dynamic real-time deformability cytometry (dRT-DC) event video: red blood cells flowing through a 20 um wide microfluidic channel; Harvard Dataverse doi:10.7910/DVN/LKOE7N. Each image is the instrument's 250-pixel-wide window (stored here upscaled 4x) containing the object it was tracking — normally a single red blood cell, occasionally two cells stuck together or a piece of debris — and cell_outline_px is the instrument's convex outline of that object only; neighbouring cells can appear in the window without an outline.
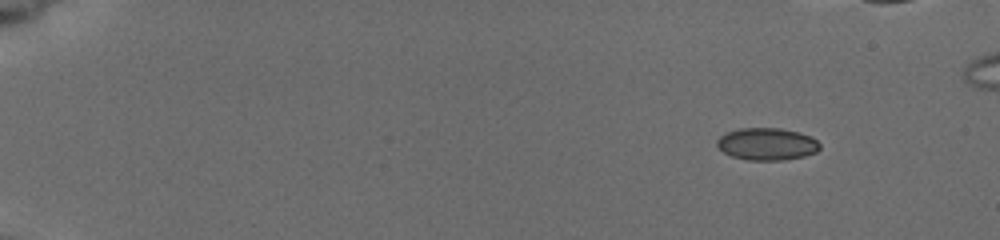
{"species": "common noctule bat (a hibernating species)", "species_latin": "Nyctalus noctula", "temperature_condition": "cold", "stored_images_in_passage": 9, "segment_of_instrument_passage": [1, 2], "camera_frame_rate_fps": 3000, "um_per_image_px": 0.085, "animal": {"sex": "female", "body_mass_g": 19.5, "forearm_length_mm": 54.1}, "frame": {"image": 1, "passage_image": 1, "time_ms": 0.0, "image_size_px": [1000, 240], "cell_outline_px": [[820, 148], [816, 152], [804, 156], [784, 160], [748, 160], [732, 156], [724, 152], [716, 144], [716, 140], [720, 136], [728, 132], [740, 128], [780, 128], [796, 132], [808, 136], [816, 140], [820, 144]], "centroid_in_image_um": [65.18, 12.25], "position_along_channel_um": 19.8, "area_um2": 19.13}}
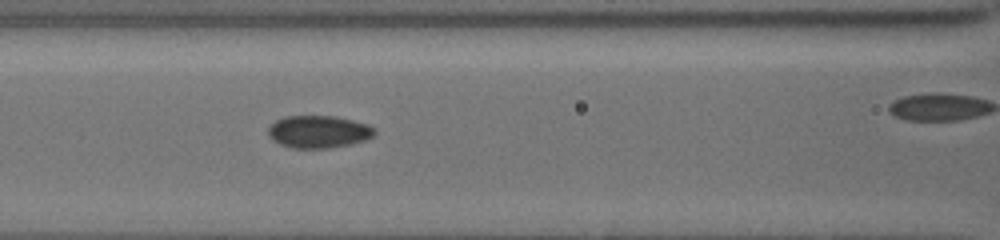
{"frame": {"image": 2, "passage_image": 8, "time_ms": 6.667, "image_size_px": [1000, 240], "cell_outline_px": [[376, 132], [372, 136], [364, 140], [352, 144], [332, 148], [292, 148], [280, 144], [272, 140], [268, 136], [268, 128], [276, 120], [284, 116], [336, 116], [368, 124]], "centroid_in_image_um": [27.05, 11.2], "position_along_channel_um": 139.5, "area_um2": 20.17}}